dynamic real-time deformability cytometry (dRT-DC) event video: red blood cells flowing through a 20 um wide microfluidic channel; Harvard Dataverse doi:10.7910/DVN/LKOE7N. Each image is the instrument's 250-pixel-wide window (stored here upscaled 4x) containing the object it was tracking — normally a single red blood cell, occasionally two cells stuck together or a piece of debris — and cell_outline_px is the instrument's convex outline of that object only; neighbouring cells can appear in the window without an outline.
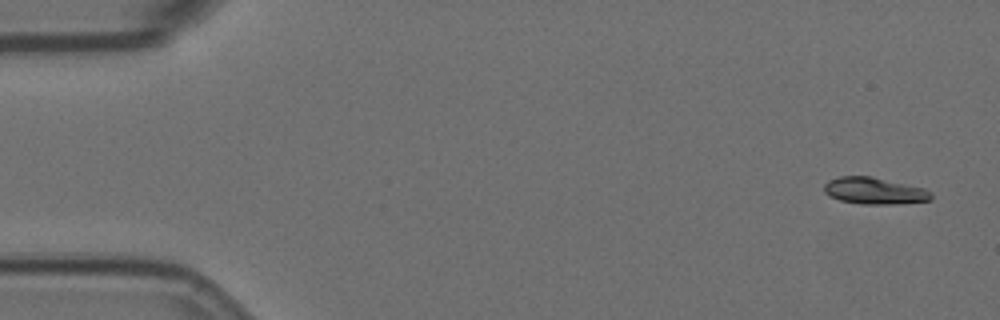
{"species": "Egyptian fruit bat (a non-hibernating species)", "species_latin": "Rousettus aegyptiacus", "temperature_condition": "room temperature", "stored_images_in_passage": 4, "camera_frame_rate_fps": 3000, "um_per_image_px": 0.085, "animal": {"sex": "female"}, "frame": {"image": 1, "passage_image": 1, "time_ms": 0.0, "image_size_px": [1000, 320], "cell_outline_px": [[932, 200], [896, 204], [860, 204], [840, 200], [828, 196], [824, 192], [824, 184], [828, 180], [840, 176], [872, 176], [924, 188], [932, 192]], "centroid_in_image_um": [74.31, 16.22], "position_along_channel_um": 10.7, "area_um2": 16.82}}
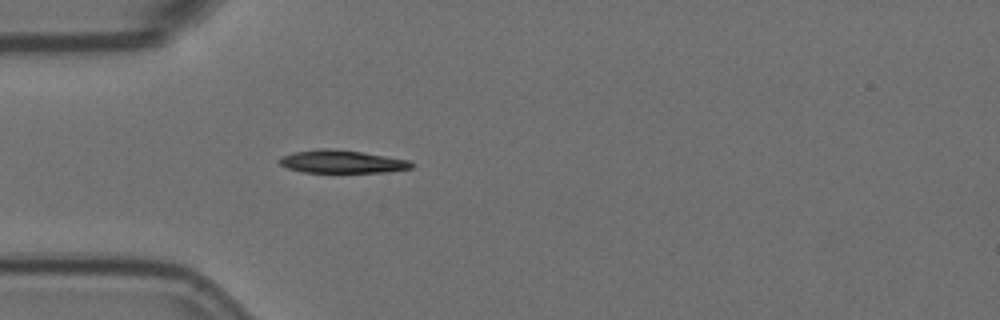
{"frame": {"image": 2, "passage_image": 4, "time_ms": 1.0, "image_size_px": [1000, 320], "cell_outline_px": [[412, 168], [388, 172], [304, 172], [288, 168], [280, 164], [280, 156], [296, 152], [320, 148], [332, 148], [360, 152], [408, 160], [412, 164]], "centroid_in_image_um": [29.04, 13.74], "position_along_channel_um": 56.0, "area_um2": 17.34}}